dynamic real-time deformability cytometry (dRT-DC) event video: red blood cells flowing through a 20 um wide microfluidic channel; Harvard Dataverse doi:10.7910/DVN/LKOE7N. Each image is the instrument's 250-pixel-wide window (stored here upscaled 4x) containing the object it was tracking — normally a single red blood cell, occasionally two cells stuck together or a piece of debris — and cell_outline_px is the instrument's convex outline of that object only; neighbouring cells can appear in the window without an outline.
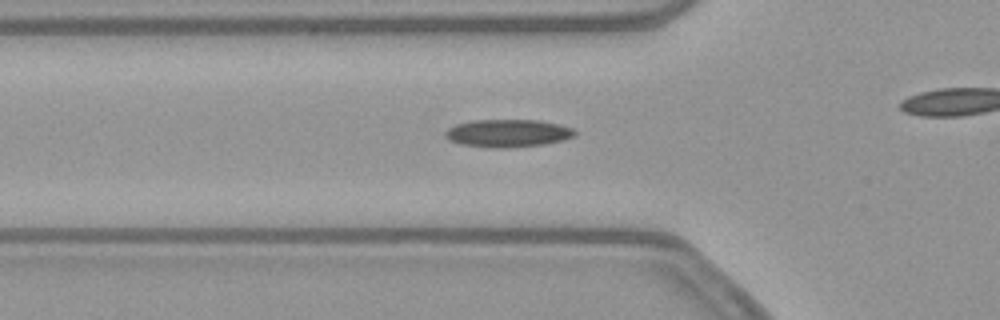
{"species": "common noctule bat (a hibernating species)", "species_latin": "Nyctalus noctula", "temperature_condition": "warm", "stored_images_in_passage": 37, "camera_frame_rate_fps": 3000, "um_per_image_px": 0.085, "animal": {"sex": "female", "body_mass_g": 21.9}, "frame": {"image": 1, "passage_image": 13, "time_ms": 4.0, "image_size_px": [1000, 320], "cell_outline_px": [[576, 136], [564, 140], [544, 144], [508, 148], [492, 148], [460, 144], [448, 140], [444, 136], [444, 132], [448, 128], [456, 124], [472, 120], [540, 120], [572, 128], [576, 132]], "centroid_in_image_um": [43.14, 11.33], "position_along_channel_um": 82.7, "area_um2": 21.1}}
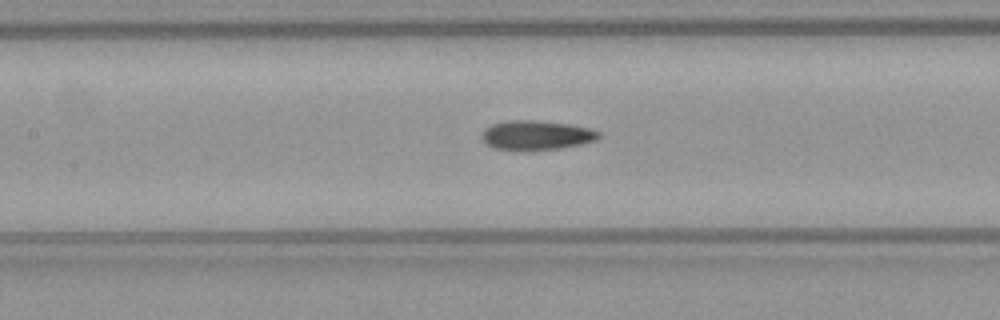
{"frame": {"image": 2, "passage_image": 19, "time_ms": 6.0, "image_size_px": [1000, 320], "cell_outline_px": [[600, 136], [596, 140], [580, 144], [560, 148], [528, 152], [496, 148], [484, 144], [480, 136], [484, 128], [492, 124], [508, 120], [536, 120], [568, 124], [588, 128], [600, 132]], "centroid_in_image_um": [45.53, 11.51], "position_along_channel_um": 161.9, "area_um2": 20.4}}
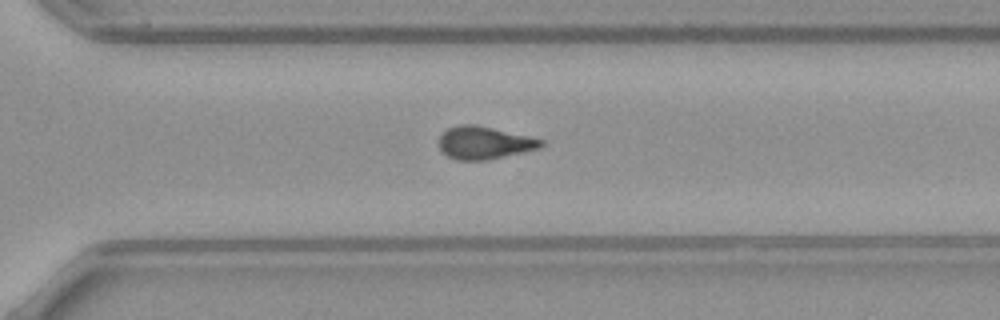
{"frame": {"image": 3, "passage_image": 32, "time_ms": 10.333, "image_size_px": [1000, 320], "cell_outline_px": [[544, 144], [540, 148], [484, 160], [456, 160], [448, 156], [440, 148], [440, 136], [448, 128], [460, 124], [476, 124], [528, 136], [544, 140]], "centroid_in_image_um": [41.16, 12.12], "position_along_channel_um": 329.4, "area_um2": 19.13}}